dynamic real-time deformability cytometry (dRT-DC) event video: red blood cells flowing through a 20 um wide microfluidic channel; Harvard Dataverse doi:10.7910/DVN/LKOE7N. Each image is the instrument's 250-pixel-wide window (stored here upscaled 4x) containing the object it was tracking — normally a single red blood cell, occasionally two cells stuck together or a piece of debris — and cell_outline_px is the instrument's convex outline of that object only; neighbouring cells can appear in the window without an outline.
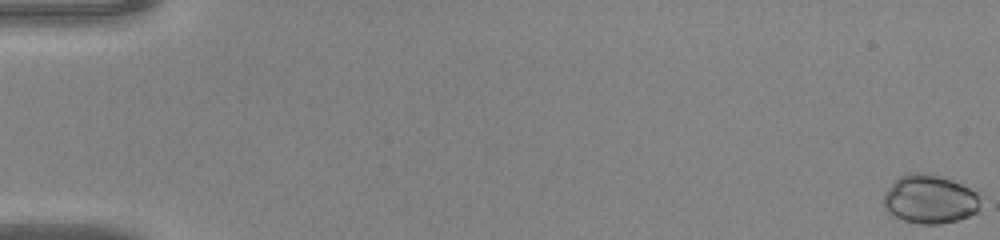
{"species": "common noctule bat (a hibernating species)", "species_latin": "Nyctalus noctula", "temperature_condition": "warm", "stored_images_in_passage": 48, "camera_frame_rate_fps": 3000, "um_per_image_px": 0.085, "animal": {"sex": "male", "body_mass_g": 20.0, "forearm_length_mm": 53.3}, "frame": {"image": 1, "passage_image": 1, "time_ms": 0.0, "image_size_px": [1000, 240], "cell_outline_px": [[984, 196], [976, 212], [968, 216], [956, 220], [940, 224], [920, 224], [904, 220], [888, 212], [884, 208], [884, 192], [900, 176], [908, 172], [928, 172], [952, 180], [984, 192]], "centroid_in_image_um": [79.11, 16.9], "position_along_channel_um": 5.9, "area_um2": 28.09}}
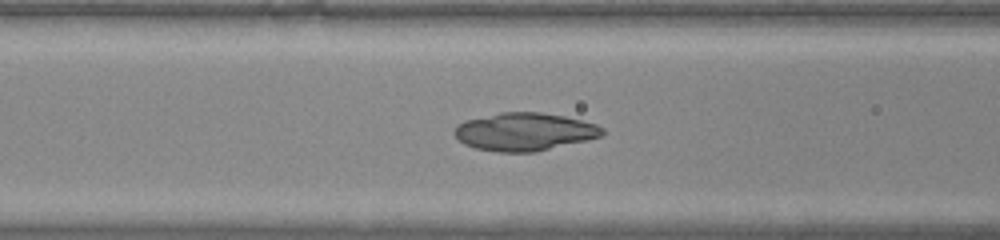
{"frame": {"image": 2, "passage_image": 21, "time_ms": 6.667, "image_size_px": [1000, 240], "cell_outline_px": [[604, 132], [600, 136], [588, 140], [536, 152], [496, 152], [476, 148], [464, 144], [452, 132], [456, 124], [464, 120], [500, 112], [540, 112], [564, 116], [596, 124], [604, 128]], "centroid_in_image_um": [44.55, 11.2], "position_along_channel_um": 122.0, "area_um2": 32.83}}
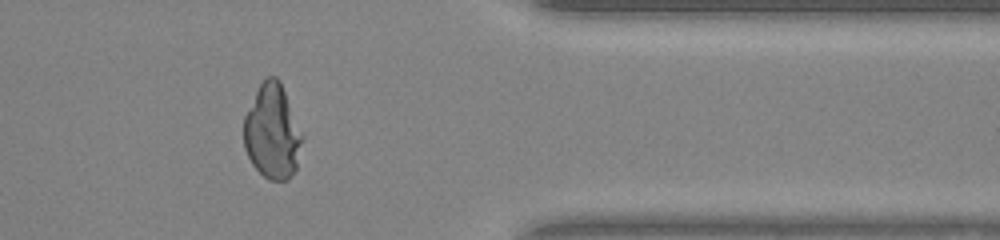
{"frame": {"image": 3, "passage_image": 40, "time_ms": 13.0, "image_size_px": [1000, 240], "cell_outline_px": [[304, 136], [296, 168], [288, 180], [268, 180], [252, 164], [244, 148], [244, 116], [260, 84], [268, 76], [276, 76], [280, 80]], "centroid_in_image_um": [23.16, 11.21], "position_along_channel_um": 388.2, "area_um2": 32.19}}